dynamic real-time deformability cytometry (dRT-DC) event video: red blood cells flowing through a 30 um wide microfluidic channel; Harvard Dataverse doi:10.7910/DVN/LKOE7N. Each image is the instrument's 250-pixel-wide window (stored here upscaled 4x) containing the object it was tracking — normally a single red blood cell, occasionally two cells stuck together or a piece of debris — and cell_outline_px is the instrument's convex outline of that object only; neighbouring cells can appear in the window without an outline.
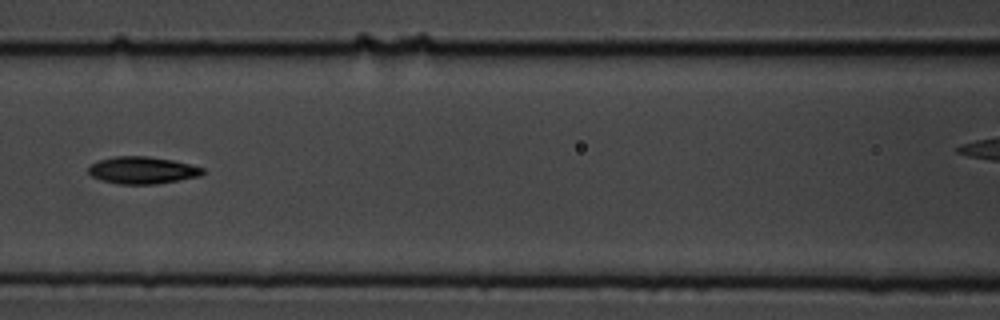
{"species": "common noctule bat (a hibernating species)", "species_latin": "Nyctalus noctula", "temperature_condition": "cold", "stored_images_in_passage": 6, "camera_frame_rate_fps": 3000, "um_per_image_px": 0.085, "animal": {"sex": "male", "body_mass_g": 19.5, "forearm_length_mm": 54.6}, "frame": {"image": 1, "passage_image": 6, "time_ms": 1.667, "image_size_px": [1000, 320], "cell_outline_px": [[204, 172], [200, 176], [156, 184], [120, 184], [100, 180], [92, 176], [88, 172], [88, 168], [92, 164], [100, 160], [116, 156], [148, 156], [172, 160], [204, 168]], "centroid_in_image_um": [12.09, 14.47], "position_along_channel_um": 154.5, "area_um2": 17.92}}